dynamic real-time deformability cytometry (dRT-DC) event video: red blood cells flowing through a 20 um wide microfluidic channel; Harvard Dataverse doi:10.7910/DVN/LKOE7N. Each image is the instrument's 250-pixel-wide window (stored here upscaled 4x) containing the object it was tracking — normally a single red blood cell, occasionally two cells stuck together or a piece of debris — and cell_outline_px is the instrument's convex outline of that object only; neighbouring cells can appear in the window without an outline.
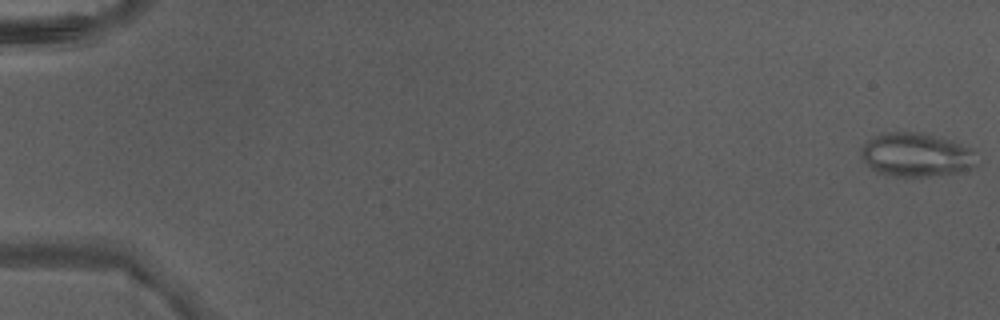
{"species": "Egyptian fruit bat (a non-hibernating species)", "species_latin": "Rousettus aegyptiacus", "temperature_condition": "warm", "stored_images_in_passage": 16, "camera_frame_rate_fps": 3000, "um_per_image_px": 0.085, "animal": {"sex": "male"}, "frame": {"image": 1, "passage_image": 1, "time_ms": 0.0, "image_size_px": [1000, 320], "cell_outline_px": [[972, 168], [956, 172], [928, 176], [896, 176], [876, 172], [864, 160], [860, 152], [860, 148], [868, 140], [880, 132], [924, 132], [944, 136], [968, 148], [972, 152]], "centroid_in_image_um": [77.8, 13.12], "position_along_channel_um": 7.2, "area_um2": 29.19}}